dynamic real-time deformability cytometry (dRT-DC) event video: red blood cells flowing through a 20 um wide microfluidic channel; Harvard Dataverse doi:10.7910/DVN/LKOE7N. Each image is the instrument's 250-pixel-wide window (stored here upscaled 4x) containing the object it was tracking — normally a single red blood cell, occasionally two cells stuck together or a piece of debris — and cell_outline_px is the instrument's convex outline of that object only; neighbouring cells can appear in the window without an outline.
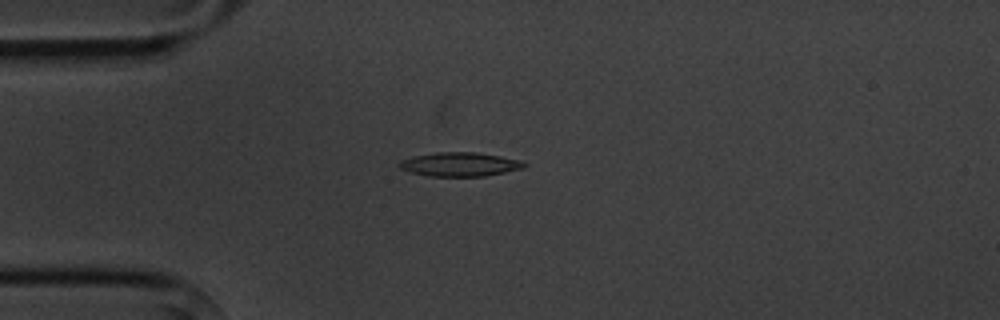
{"species": "common noctule bat (a hibernating species)", "species_latin": "Nyctalus noctula", "temperature_condition": "cold", "stored_images_in_passage": 1, "camera_frame_rate_fps": 3000, "um_per_image_px": 0.085, "animal": {"sex": "male", "body_mass_g": 20.1, "forearm_length_mm": 53.5}, "frame": {"image": 1, "passage_image": 1, "time_ms": 0.0, "image_size_px": [1000, 320], "cell_outline_px": [[528, 164], [524, 168], [484, 176], [428, 176], [412, 172], [400, 168], [396, 164], [400, 160], [412, 156], [436, 152], [476, 152], [500, 156], [520, 160]], "centroid_in_image_um": [39.06, 13.96], "position_along_channel_um": 45.9, "area_um2": 17.46}}